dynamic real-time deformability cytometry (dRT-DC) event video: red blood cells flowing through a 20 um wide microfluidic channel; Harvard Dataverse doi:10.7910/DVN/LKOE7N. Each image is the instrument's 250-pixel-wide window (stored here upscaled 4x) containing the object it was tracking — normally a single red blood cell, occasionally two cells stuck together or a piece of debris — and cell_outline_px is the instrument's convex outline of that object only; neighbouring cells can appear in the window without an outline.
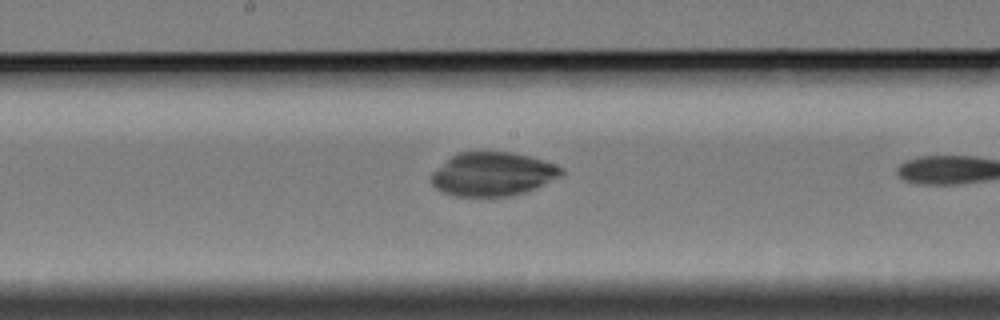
{"species": "Egyptian fruit bat (a non-hibernating species)", "species_latin": "Rousettus aegyptiacus", "temperature_condition": "cold", "stored_images_in_passage": 7, "segment_of_instrument_passage": [2, 2], "camera_frame_rate_fps": 3000, "um_per_image_px": 0.085, "animal": {"sex": "female"}, "frame": {"image": 1, "passage_image": 7, "time_ms": 7.333, "image_size_px": [1000, 320], "cell_outline_px": [[564, 172], [560, 176], [544, 184], [524, 192], [512, 196], [456, 196], [444, 192], [436, 188], [432, 184], [432, 172], [456, 152], [512, 152], [528, 156], [564, 168]], "centroid_in_image_um": [41.86, 14.8], "position_along_channel_um": 206.3, "area_um2": 32.77}}